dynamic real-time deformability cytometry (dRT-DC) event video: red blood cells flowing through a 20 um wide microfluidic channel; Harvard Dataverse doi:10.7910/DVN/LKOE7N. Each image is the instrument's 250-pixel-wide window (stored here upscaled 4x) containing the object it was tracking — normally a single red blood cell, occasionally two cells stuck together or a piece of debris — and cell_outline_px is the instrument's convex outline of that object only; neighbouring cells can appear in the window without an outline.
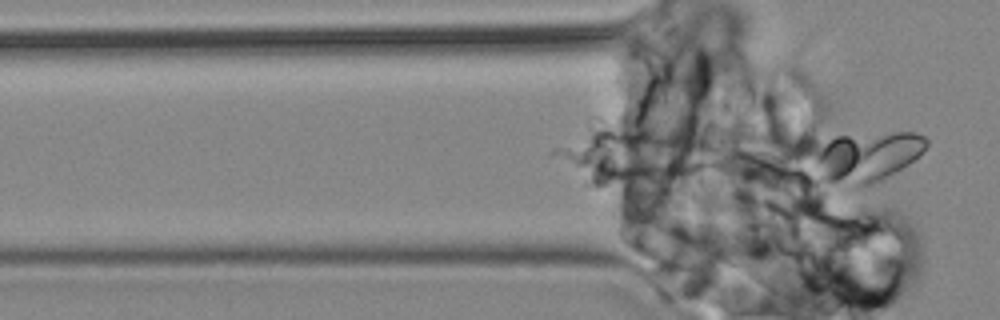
{"species": "common noctule bat (a hibernating species)", "species_latin": "Nyctalus noctula", "temperature_condition": "cold", "stored_images_in_passage": 7, "camera_frame_rate_fps": 3000, "um_per_image_px": 0.085, "animal": {"sex": "male", "body_mass_g": 19.2, "forearm_length_mm": 51.8}, "frame": {"image": 1, "passage_image": 7, "time_ms": 8.0, "image_size_px": [1000, 320], "cell_outline_px": [[720, 288], [712, 288], [664, 268], [632, 252], [620, 240], [616, 232], [620, 224], [676, 224], [692, 232], [704, 240], [720, 272]], "centroid_in_image_um": [57.16, 21.29], "position_along_channel_um": 68.6, "area_um2": 27.69}}